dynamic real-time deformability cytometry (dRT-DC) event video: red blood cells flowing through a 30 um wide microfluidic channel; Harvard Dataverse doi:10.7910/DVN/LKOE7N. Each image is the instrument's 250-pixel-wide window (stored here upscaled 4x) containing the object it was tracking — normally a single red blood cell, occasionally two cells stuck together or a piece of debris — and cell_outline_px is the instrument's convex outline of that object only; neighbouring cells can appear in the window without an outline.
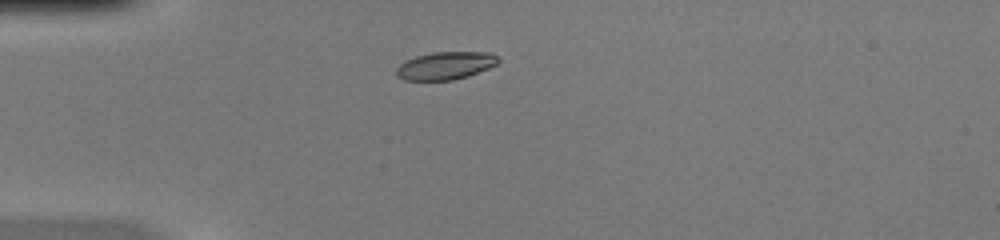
{"species": "common noctule bat (a hibernating species)", "species_latin": "Nyctalus noctula", "temperature_condition": "warm", "stored_images_in_passage": 38, "camera_frame_rate_fps": 3000, "um_per_image_px": 0.085, "animal": {"sex": "female", "body_mass_g": 20.0, "forearm_length_mm": 54.0}, "frame": {"image": 1, "passage_image": 1, "time_ms": 0.0, "image_size_px": [1000, 240], "cell_outline_px": [[500, 60], [496, 64], [488, 68], [468, 76], [452, 80], [404, 80], [396, 76], [396, 68], [400, 64], [416, 56], [432, 52], [492, 52]], "centroid_in_image_um": [37.86, 5.58], "position_along_channel_um": 47.1, "area_um2": 16.42}}
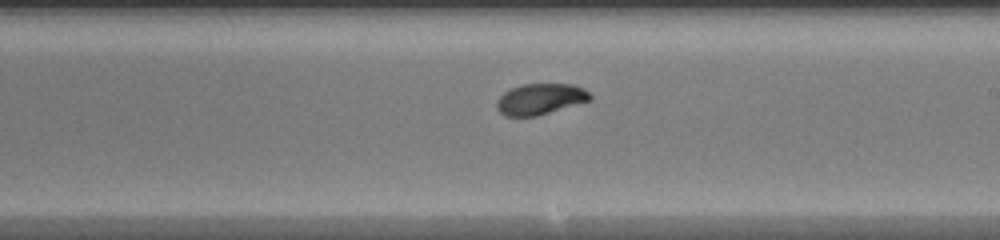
{"frame": {"image": 2, "passage_image": 17, "time_ms": 5.333, "image_size_px": [1000, 240], "cell_outline_px": [[592, 100], [536, 116], [504, 116], [496, 108], [496, 100], [504, 92], [512, 88], [524, 84], [572, 84], [584, 88], [592, 96]], "centroid_in_image_um": [45.92, 8.42], "position_along_channel_um": 243.1, "area_um2": 16.88}}
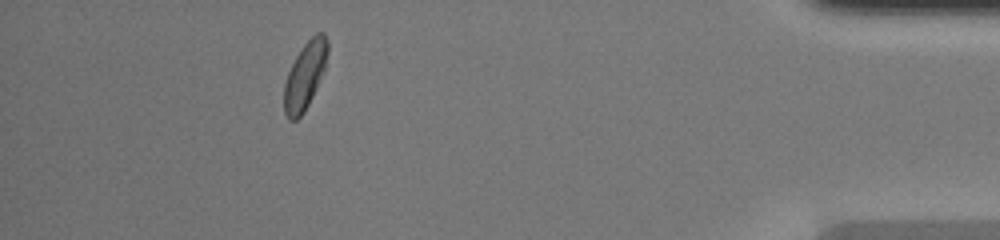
{"frame": {"image": 3, "passage_image": 33, "time_ms": 10.667, "image_size_px": [1000, 240], "cell_outline_px": [[328, 52], [324, 68], [316, 88], [304, 112], [296, 120], [288, 120], [284, 112], [284, 84], [288, 72], [296, 56], [304, 44], [316, 32], [324, 32], [328, 40]], "centroid_in_image_um": [25.92, 6.41], "position_along_channel_um": 409.3, "area_um2": 16.88}, "authors_computed_cell_mechanics": {"area_um2": 16.9354, "velocity_mm_per_s": 4.0864, "shape_relaxation_time_tau1_ms": 5.0468, "shape_relaxation_time_tau2_ms": 1.4443, "deformation_change_tau1": 0.1784, "deformation_change_tau2": 0.0283}}